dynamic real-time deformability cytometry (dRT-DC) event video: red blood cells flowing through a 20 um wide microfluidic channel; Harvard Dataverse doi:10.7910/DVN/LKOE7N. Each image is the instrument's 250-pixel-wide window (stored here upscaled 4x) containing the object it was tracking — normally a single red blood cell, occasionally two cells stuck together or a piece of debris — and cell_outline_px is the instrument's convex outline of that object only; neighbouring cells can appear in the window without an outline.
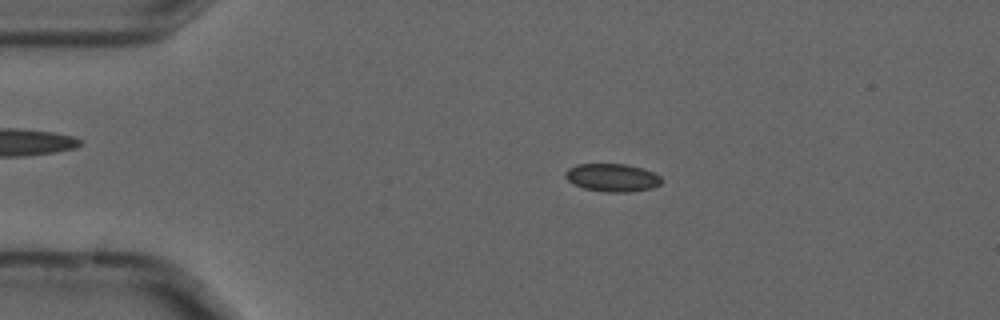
{"species": "common noctule bat (a hibernating species)", "species_latin": "Nyctalus noctula", "temperature_condition": "cold", "stored_images_in_passage": 48, "camera_frame_rate_fps": 3000, "um_per_image_px": 0.085, "animal": {"sex": "male", "forearm_length_mm": 52.5}, "frame": {"image": 1, "passage_image": 11, "time_ms": 3.333, "image_size_px": [1000, 320], "cell_outline_px": [[664, 180], [660, 184], [652, 188], [628, 192], [608, 192], [584, 188], [568, 180], [564, 176], [564, 172], [568, 168], [576, 164], [628, 164], [652, 172], [660, 176]], "centroid_in_image_um": [52.04, 15.09], "position_along_channel_um": 33.0, "area_um2": 15.61}}
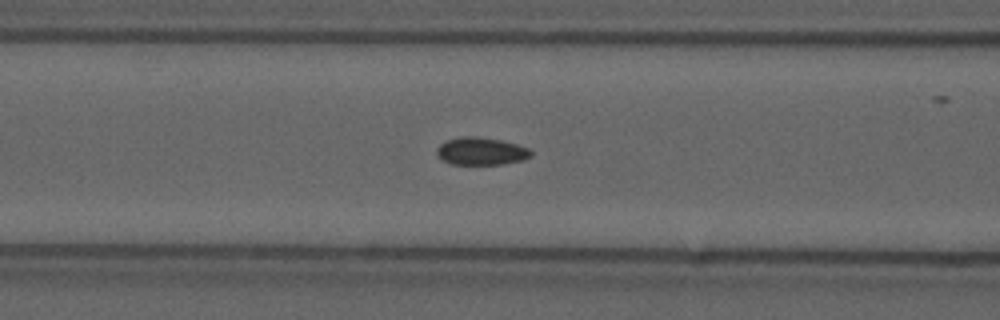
{"frame": {"image": 2, "passage_image": 22, "time_ms": 7.0, "image_size_px": [1000, 320], "cell_outline_px": [[532, 156], [524, 160], [500, 164], [452, 164], [444, 160], [436, 152], [436, 148], [440, 144], [448, 140], [460, 136], [476, 136], [500, 140], [516, 144], [528, 148], [532, 152]], "centroid_in_image_um": [40.91, 12.85], "position_along_channel_um": 125.7, "area_um2": 15.03}}
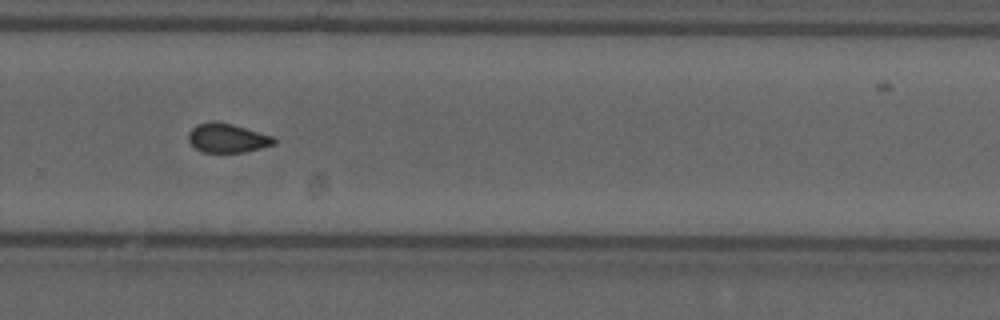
{"frame": {"image": 3, "passage_image": 37, "time_ms": 12.0, "image_size_px": [1000, 320], "cell_outline_px": [[276, 144], [244, 152], [204, 152], [196, 148], [188, 140], [188, 132], [196, 124], [212, 120], [216, 120], [232, 124], [272, 136], [276, 140]], "centroid_in_image_um": [19.3, 11.71], "position_along_channel_um": 310.5, "area_um2": 14.51}, "authors_computed_cell_mechanics": {"area_um2": 15.1436, "velocity_mm_per_s": 3.7068, "shape_relaxation_time_tau1_ms": null, "shape_relaxation_time_tau2_ms": 1.9361, "deformation_change_tau1": null, "deformation_change_tau2": 0.0693}}